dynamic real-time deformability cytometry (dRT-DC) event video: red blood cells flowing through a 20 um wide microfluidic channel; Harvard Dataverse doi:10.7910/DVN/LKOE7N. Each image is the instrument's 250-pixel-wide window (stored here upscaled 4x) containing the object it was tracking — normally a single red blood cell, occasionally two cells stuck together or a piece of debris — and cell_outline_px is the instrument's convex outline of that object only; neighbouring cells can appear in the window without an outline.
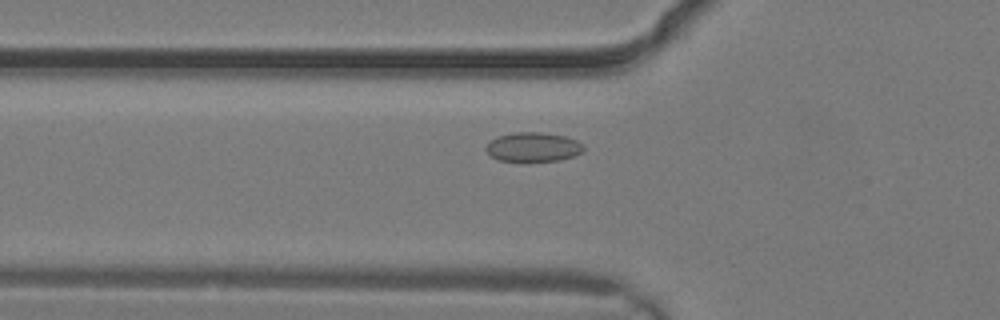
{"species": "common noctule bat (a hibernating species)", "species_latin": "Nyctalus noctula", "temperature_condition": "warm", "stored_images_in_passage": 2, "camera_frame_rate_fps": 3000, "um_per_image_px": 0.085, "animal": {"sex": "male", "body_mass_g": 19.2, "forearm_length_mm": 51.8}, "frame": {"image": 1, "passage_image": 2, "time_ms": 0.333, "image_size_px": [1000, 320], "cell_outline_px": [[584, 152], [560, 160], [524, 164], [500, 160], [492, 156], [484, 148], [492, 140], [500, 136], [512, 132], [540, 132], [564, 136], [576, 140], [584, 144]], "centroid_in_image_um": [45.34, 12.54], "position_along_channel_um": 80.5, "area_um2": 17.17}}